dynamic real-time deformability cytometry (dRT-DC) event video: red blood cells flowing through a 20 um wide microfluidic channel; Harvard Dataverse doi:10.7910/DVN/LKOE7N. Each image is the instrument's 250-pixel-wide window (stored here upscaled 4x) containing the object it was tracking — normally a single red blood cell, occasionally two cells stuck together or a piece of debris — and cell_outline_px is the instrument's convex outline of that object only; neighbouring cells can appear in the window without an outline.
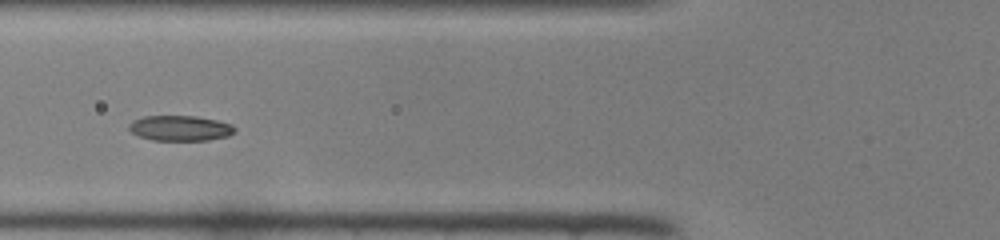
{"species": "common noctule bat (a hibernating species)", "species_latin": "Nyctalus noctula", "temperature_condition": "room temperature", "stored_images_in_passage": 40, "camera_frame_rate_fps": 3000, "um_per_image_px": 0.085, "animal": {"sex": "female", "body_mass_g": 22.0, "forearm_length_mm": 56.7}, "frame": {"image": 1, "passage_image": 10, "time_ms": 3.0, "image_size_px": [1000, 240], "cell_outline_px": [[236, 132], [228, 136], [208, 140], [152, 140], [140, 136], [132, 132], [128, 128], [128, 124], [132, 120], [144, 116], [196, 116], [216, 120], [232, 124], [236, 128]], "centroid_in_image_um": [15.32, 10.89], "position_along_channel_um": 110.5, "area_um2": 15.66}}
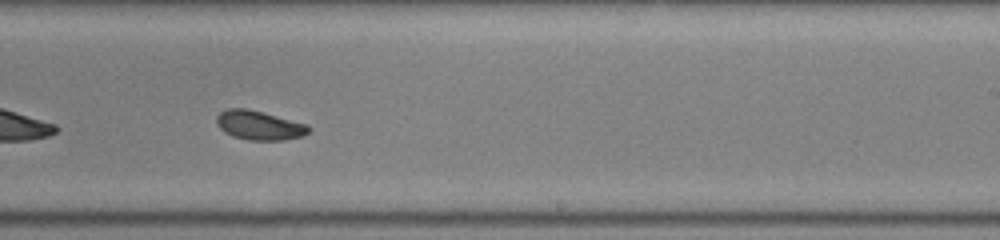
{"frame": {"image": 2, "passage_image": 21, "time_ms": 6.667, "image_size_px": [1000, 240], "cell_outline_px": [[312, 128], [308, 132], [300, 136], [284, 140], [248, 140], [232, 136], [224, 132], [216, 124], [216, 116], [220, 112], [228, 108], [244, 108], [308, 124]], "centroid_in_image_um": [22.0, 10.66], "position_along_channel_um": 267.0, "area_um2": 15.55}}
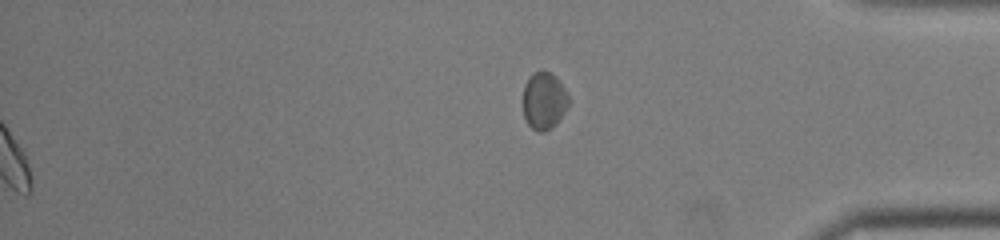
{"frame": {"image": 3, "passage_image": 40, "time_ms": 13.0, "image_size_px": [1000, 240], "cell_outline_px": [[568, 104], [564, 112], [556, 124], [552, 128], [544, 132], [536, 132], [528, 124], [524, 116], [524, 84], [532, 72], [548, 72], [556, 76], [560, 80], [568, 96]], "centroid_in_image_um": [46.24, 8.58], "position_along_channel_um": 389.0, "area_um2": 15.14}}